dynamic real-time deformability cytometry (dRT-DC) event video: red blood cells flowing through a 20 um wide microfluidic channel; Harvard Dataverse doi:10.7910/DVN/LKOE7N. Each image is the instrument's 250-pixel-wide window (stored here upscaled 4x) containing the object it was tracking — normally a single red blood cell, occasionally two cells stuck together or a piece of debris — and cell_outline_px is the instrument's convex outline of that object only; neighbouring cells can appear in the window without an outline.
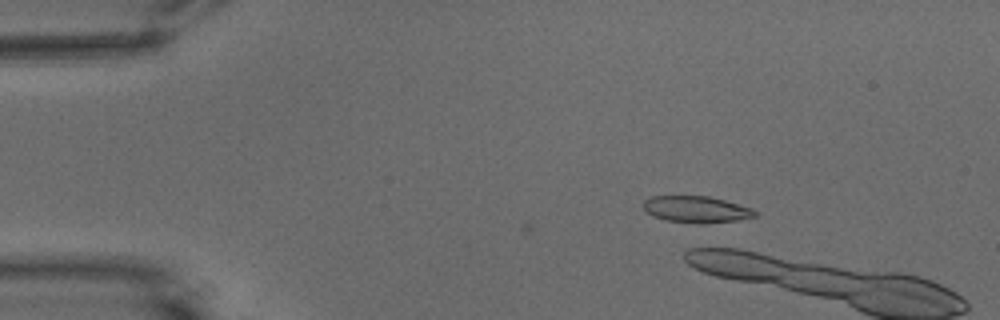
{"species": "common noctule bat (a hibernating species)", "species_latin": "Nyctalus noctula", "temperature_condition": "warm", "stored_images_in_passage": 2, "camera_frame_rate_fps": 3000, "um_per_image_px": 0.085, "animal": {"sex": "male", "body_mass_g": 15.6}, "frame": {"image": 1, "passage_image": 2, "time_ms": 0.333, "image_size_px": [1000, 320], "cell_outline_px": [[756, 216], [736, 220], [700, 224], [664, 220], [652, 216], [644, 212], [644, 200], [652, 196], [708, 196], [724, 200], [752, 208], [756, 212]], "centroid_in_image_um": [59.14, 17.8], "position_along_channel_um": 25.9, "area_um2": 17.28}}